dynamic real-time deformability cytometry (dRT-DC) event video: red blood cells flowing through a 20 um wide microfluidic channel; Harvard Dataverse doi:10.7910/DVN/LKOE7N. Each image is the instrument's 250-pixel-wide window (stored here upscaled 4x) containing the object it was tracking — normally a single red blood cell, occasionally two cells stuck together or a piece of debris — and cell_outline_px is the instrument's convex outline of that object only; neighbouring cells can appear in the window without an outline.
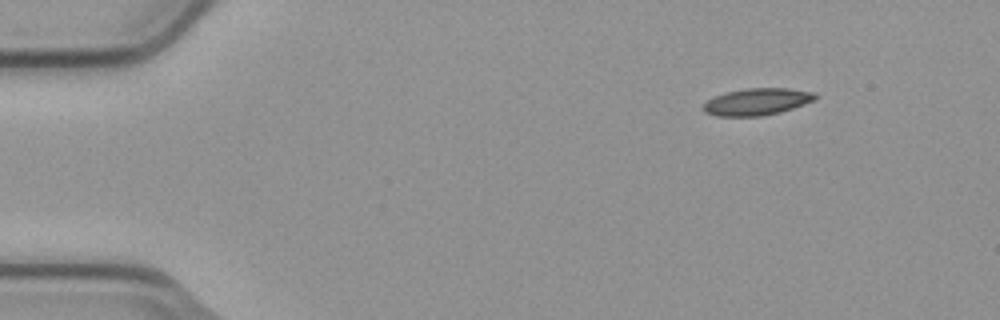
{"species": "common noctule bat (a hibernating species)", "species_latin": "Nyctalus noctula", "temperature_condition": "cold", "stored_images_in_passage": 4, "camera_frame_rate_fps": 3000, "um_per_image_px": 0.085, "animal": {"sex": "male", "body_mass_g": 23.1, "forearm_length_mm": 52.7}, "frame": {"image": 1, "passage_image": 1, "time_ms": 0.0, "image_size_px": [1000, 320], "cell_outline_px": [[816, 96], [812, 100], [804, 104], [780, 112], [760, 116], [716, 116], [704, 112], [704, 104], [708, 100], [716, 96], [728, 92], [748, 88], [788, 88], [812, 92]], "centroid_in_image_um": [64.32, 8.65], "position_along_channel_um": 20.7, "area_um2": 17.17}}
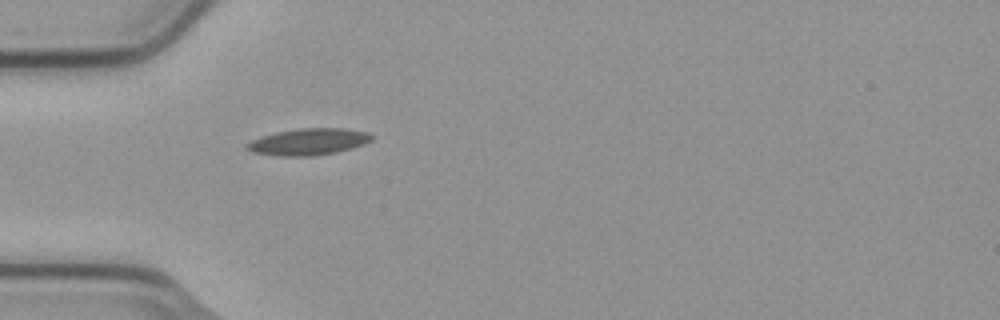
{"frame": {"image": 2, "passage_image": 4, "time_ms": 1.0, "image_size_px": [1000, 320], "cell_outline_px": [[372, 140], [364, 144], [352, 148], [336, 152], [312, 156], [280, 156], [252, 152], [244, 148], [244, 144], [260, 136], [276, 132], [300, 128], [344, 128], [368, 132], [372, 136]], "centroid_in_image_um": [26.19, 12.05], "position_along_channel_um": 58.8, "area_um2": 19.48}}